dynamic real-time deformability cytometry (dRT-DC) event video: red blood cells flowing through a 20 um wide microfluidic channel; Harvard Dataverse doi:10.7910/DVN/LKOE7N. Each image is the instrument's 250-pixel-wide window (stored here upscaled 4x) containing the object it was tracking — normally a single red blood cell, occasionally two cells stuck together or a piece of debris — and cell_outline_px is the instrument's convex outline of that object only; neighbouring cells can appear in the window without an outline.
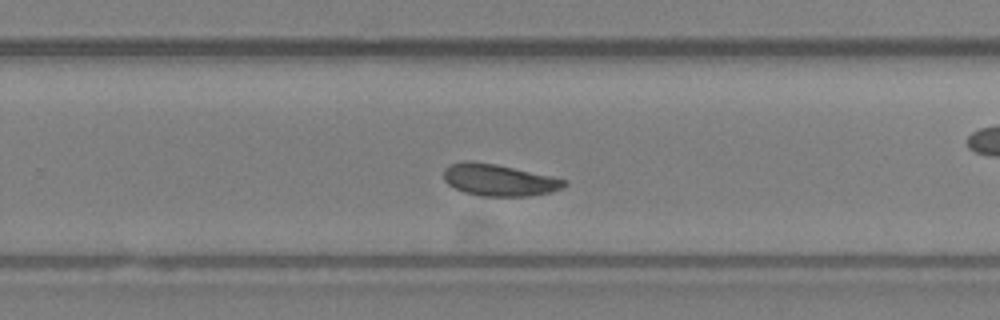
{"species": "Egyptian fruit bat (a non-hibernating species)", "species_latin": "Rousettus aegyptiacus", "temperature_condition": "room temperature", "stored_images_in_passage": 37, "camera_frame_rate_fps": 3000, "um_per_image_px": 0.085, "animal": {"sex": "female"}, "frame": {"image": 1, "passage_image": 22, "time_ms": 7.0, "image_size_px": [1000, 320], "cell_outline_px": [[568, 184], [564, 188], [552, 192], [528, 196], [480, 196], [464, 192], [448, 184], [444, 180], [444, 168], [452, 164], [464, 160], [468, 160], [496, 164], [552, 176], [568, 180]], "centroid_in_image_um": [42.45, 15.3], "position_along_channel_um": 287.4, "area_um2": 22.48}}
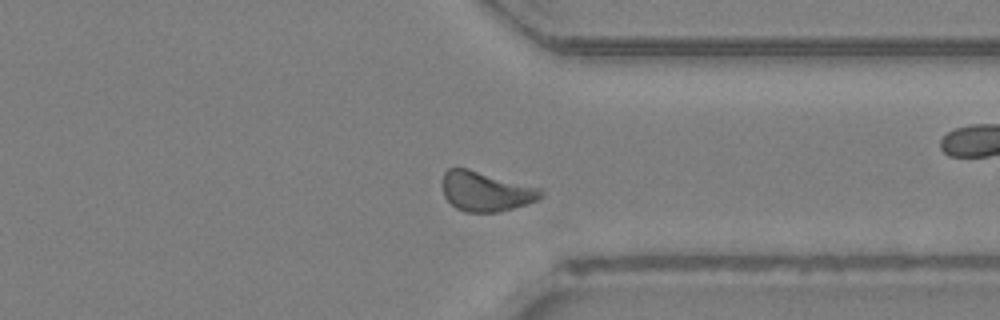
{"frame": {"image": 2, "passage_image": 27, "time_ms": 8.667, "image_size_px": [1000, 320], "cell_outline_px": [[544, 196], [528, 204], [496, 212], [464, 212], [456, 208], [444, 196], [444, 172], [448, 168], [468, 168], [544, 188]], "centroid_in_image_um": [41.36, 16.26], "position_along_channel_um": 370.0, "area_um2": 22.95}}